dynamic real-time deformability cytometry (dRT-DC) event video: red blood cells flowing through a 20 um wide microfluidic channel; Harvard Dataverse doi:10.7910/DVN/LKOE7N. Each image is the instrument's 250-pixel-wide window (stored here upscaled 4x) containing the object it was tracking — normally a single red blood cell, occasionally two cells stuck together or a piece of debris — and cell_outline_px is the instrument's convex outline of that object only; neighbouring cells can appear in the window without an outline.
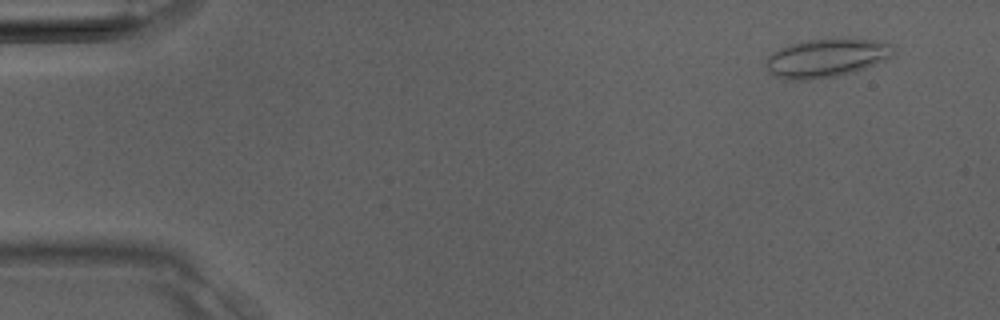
{"species": "Egyptian fruit bat (a non-hibernating species)", "species_latin": "Rousettus aegyptiacus", "temperature_condition": "room temperature", "stored_images_in_passage": 10, "camera_frame_rate_fps": 3000, "um_per_image_px": 0.085, "animal": {"sex": "male"}, "frame": {"image": 1, "passage_image": 1, "time_ms": 0.0, "image_size_px": [1000, 320], "cell_outline_px": [[892, 56], [864, 68], [852, 72], [836, 76], [804, 80], [784, 80], [768, 72], [768, 56], [772, 52], [792, 44], [808, 40], [872, 40], [892, 44]], "centroid_in_image_um": [70.2, 4.96], "position_along_channel_um": 14.8, "area_um2": 27.63}}